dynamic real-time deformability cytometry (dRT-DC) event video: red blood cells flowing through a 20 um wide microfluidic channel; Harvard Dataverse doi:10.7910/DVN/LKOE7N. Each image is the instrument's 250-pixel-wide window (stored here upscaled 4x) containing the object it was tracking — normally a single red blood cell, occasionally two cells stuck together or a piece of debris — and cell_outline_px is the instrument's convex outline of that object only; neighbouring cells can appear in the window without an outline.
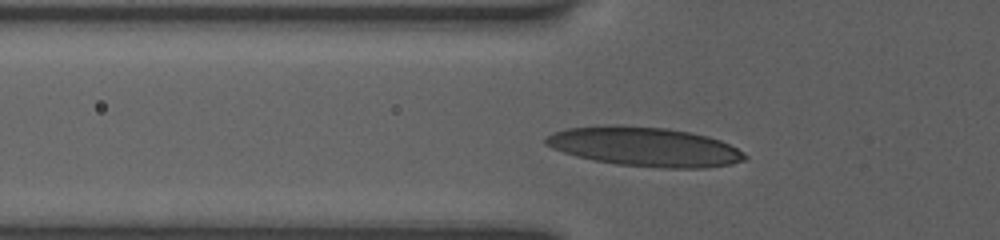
{"species": "human", "species_latin": "Homo sapiens", "temperature_condition": "room temperature", "stored_images_in_passage": 40, "camera_frame_rate_fps": 3000, "um_per_image_px": 0.085, "donor": {"sex": "female"}, "frame": {"image": 1, "passage_image": 12, "time_ms": 3.667, "image_size_px": [1000, 240], "cell_outline_px": [[748, 156], [744, 160], [732, 164], [704, 168], [664, 168], [616, 164], [576, 156], [552, 148], [544, 144], [544, 140], [552, 132], [568, 128], [620, 124], [668, 128], [708, 136], [720, 140], [744, 152]], "centroid_in_image_um": [54.8, 12.46], "position_along_channel_um": 71.0, "area_um2": 45.55}}
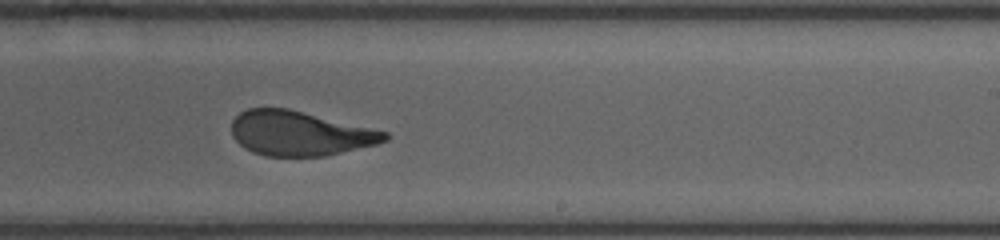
{"frame": {"image": 2, "passage_image": 27, "time_ms": 8.667, "image_size_px": [1000, 240], "cell_outline_px": [[388, 140], [376, 144], [324, 156], [264, 156], [252, 152], [244, 148], [232, 136], [232, 120], [240, 112], [248, 108], [288, 108], [388, 132]], "centroid_in_image_um": [25.44, 11.33], "position_along_channel_um": 263.6, "area_um2": 39.65}}
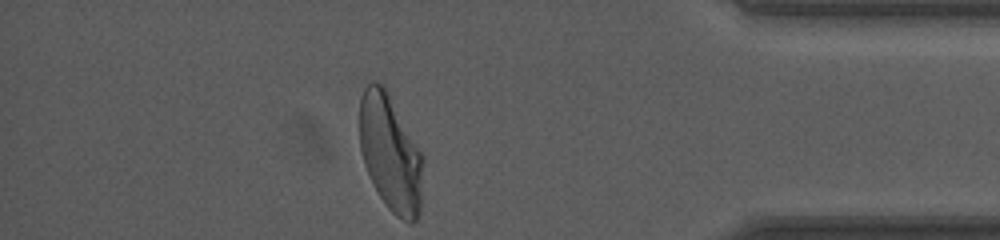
{"frame": {"image": 3, "passage_image": 40, "time_ms": 13.0, "image_size_px": [1000, 240], "cell_outline_px": [[424, 160], [420, 216], [412, 224], [396, 216], [388, 208], [380, 196], [364, 164], [360, 148], [360, 96], [364, 88], [372, 80], [380, 84], [384, 88], [424, 156]], "centroid_in_image_um": [33.21, 13.07], "position_along_channel_um": 402.0, "area_um2": 42.83}, "authors_computed_cell_mechanics": {"area_um2": 41.038, "velocity_mm_per_s": 3.8695, "shape_relaxation_time_tau1_ms": 4.0814, "shape_relaxation_time_tau2_ms": 0.877, "deformation_change_tau1": 0.1926, "deformation_change_tau2": 0.073}}